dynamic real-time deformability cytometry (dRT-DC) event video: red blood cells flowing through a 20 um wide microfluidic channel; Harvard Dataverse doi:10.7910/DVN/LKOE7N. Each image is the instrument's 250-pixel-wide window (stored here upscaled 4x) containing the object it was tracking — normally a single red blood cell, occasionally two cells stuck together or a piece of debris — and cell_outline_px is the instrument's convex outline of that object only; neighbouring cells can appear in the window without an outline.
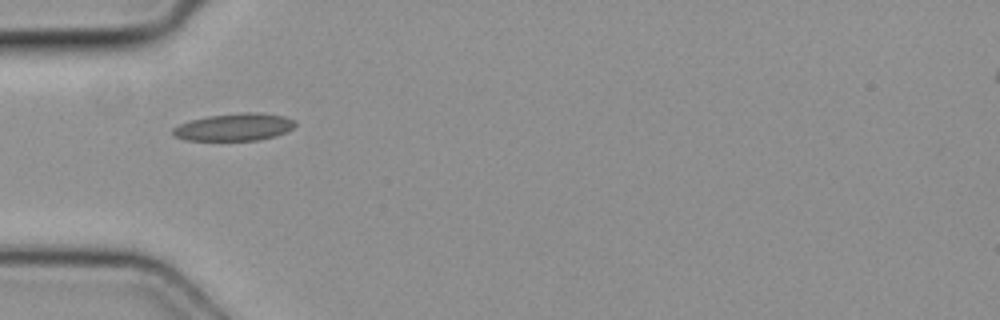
{"species": "common noctule bat (a hibernating species)", "species_latin": "Nyctalus noctula", "temperature_condition": "cold", "stored_images_in_passage": 5, "camera_frame_rate_fps": 3000, "um_per_image_px": 0.085, "animal": {"sex": "female", "body_mass_g": 19.3, "forearm_length_mm": 54.1}, "frame": {"image": 1, "passage_image": 4, "time_ms": 1.0, "image_size_px": [1000, 320], "cell_outline_px": [[296, 124], [288, 132], [276, 136], [260, 140], [184, 140], [172, 136], [172, 128], [188, 120], [208, 116], [244, 112], [256, 112], [284, 116], [296, 120]], "centroid_in_image_um": [19.91, 10.8], "position_along_channel_um": 65.1, "area_um2": 19.77}}
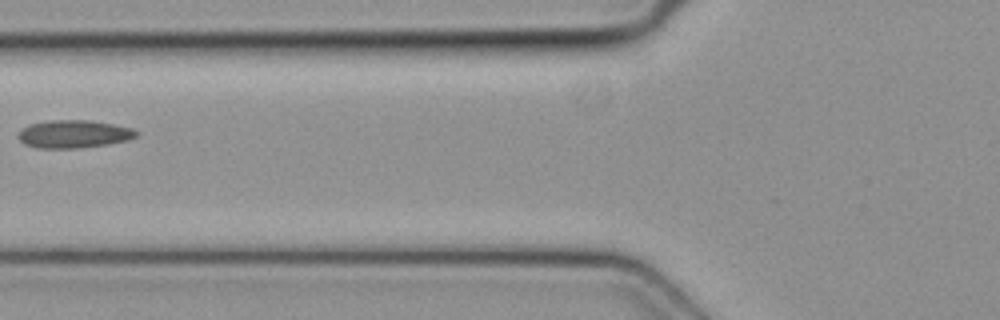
{"frame": {"image": 2, "passage_image": 5, "time_ms": 1.333, "image_size_px": [1000, 320], "cell_outline_px": [[140, 132], [136, 136], [128, 140], [108, 144], [80, 148], [36, 148], [24, 144], [20, 140], [20, 132], [28, 124], [48, 120], [92, 120], [132, 128]], "centroid_in_image_um": [6.3, 11.39], "position_along_channel_um": 119.5, "area_um2": 19.19}}